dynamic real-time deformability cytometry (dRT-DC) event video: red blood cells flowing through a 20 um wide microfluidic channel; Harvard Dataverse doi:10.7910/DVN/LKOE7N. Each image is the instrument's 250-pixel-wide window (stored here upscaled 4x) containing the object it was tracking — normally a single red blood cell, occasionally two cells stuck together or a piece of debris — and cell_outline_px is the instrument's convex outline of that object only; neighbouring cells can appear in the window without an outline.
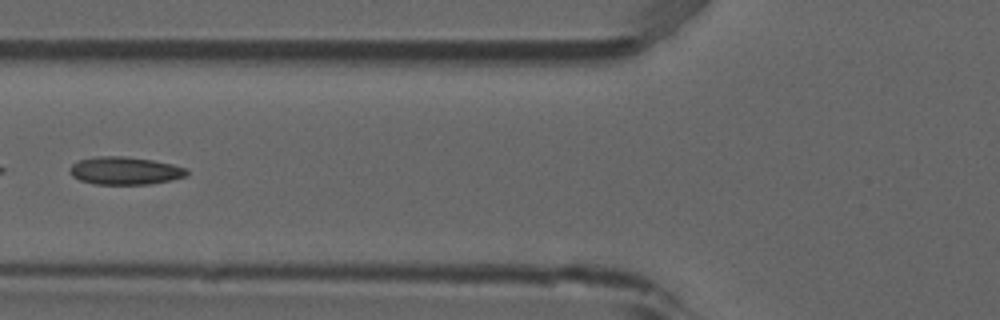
{"species": "common noctule bat (a hibernating species)", "species_latin": "Nyctalus noctula", "temperature_condition": "room temperature", "stored_images_in_passage": 6, "camera_frame_rate_fps": 3000, "um_per_image_px": 0.085, "animal": {"sex": "male", "forearm_length_mm": 52.5}, "frame": {"image": 1, "passage_image": 6, "time_ms": 1.667, "image_size_px": [1000, 320], "cell_outline_px": [[188, 172], [184, 176], [172, 180], [148, 184], [96, 184], [80, 180], [72, 176], [68, 172], [68, 168], [72, 164], [80, 160], [96, 156], [124, 156], [152, 160], [172, 164], [188, 168]], "centroid_in_image_um": [10.6, 14.5], "position_along_channel_um": 115.2, "area_um2": 18.96}}